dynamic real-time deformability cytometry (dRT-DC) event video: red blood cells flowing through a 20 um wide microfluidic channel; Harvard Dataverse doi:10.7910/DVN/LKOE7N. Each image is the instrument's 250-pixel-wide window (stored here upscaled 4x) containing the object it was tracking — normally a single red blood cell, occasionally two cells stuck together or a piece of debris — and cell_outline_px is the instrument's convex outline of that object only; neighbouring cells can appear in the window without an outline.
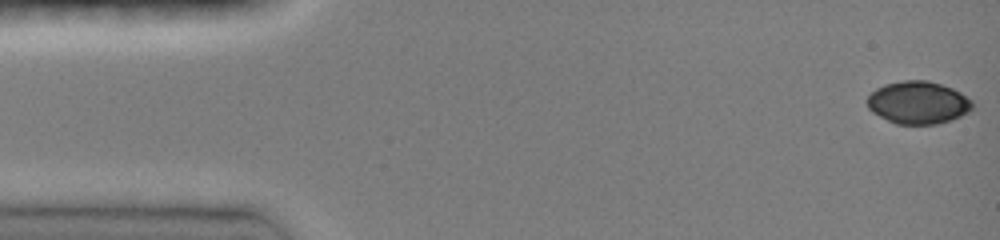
{"species": "common noctule bat (a hibernating species)", "species_latin": "Nyctalus noctula", "temperature_condition": "room temperature", "stored_images_in_passage": 46, "camera_frame_rate_fps": 3000, "um_per_image_px": 0.085, "animal": {"sex": "female", "body_mass_g": 19.0, "forearm_length_mm": 51.5}, "frame": {"image": 1, "passage_image": 1, "time_ms": 0.0, "image_size_px": [1000, 240], "cell_outline_px": [[972, 108], [968, 112], [952, 120], [936, 124], [896, 124], [872, 112], [868, 108], [868, 96], [876, 88], [884, 84], [904, 80], [928, 80], [952, 88], [960, 92], [972, 100]], "centroid_in_image_um": [78.04, 8.72], "position_along_channel_um": 7.0, "area_um2": 26.07}}
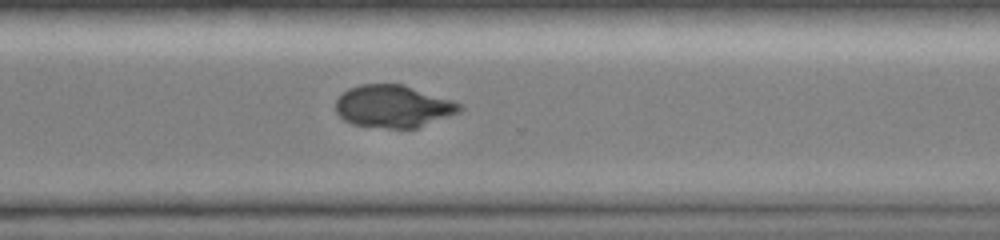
{"frame": {"image": 2, "passage_image": 34, "time_ms": 11.0, "image_size_px": [1000, 240], "cell_outline_px": [[464, 108], [460, 112], [416, 128], [388, 128], [352, 124], [344, 120], [336, 112], [336, 100], [348, 88], [360, 84], [404, 84], [464, 104]], "centroid_in_image_um": [33.45, 9.03], "position_along_channel_um": 337.2, "area_um2": 30.69}}
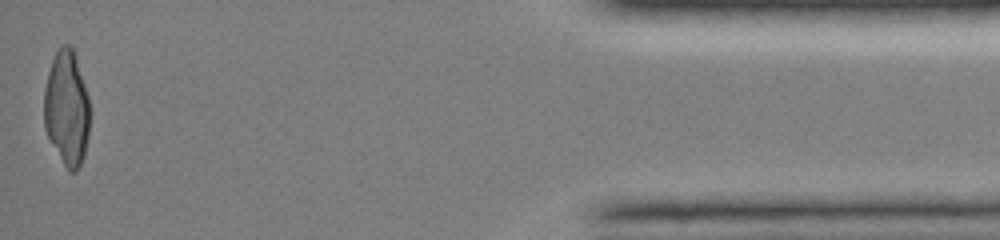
{"frame": {"image": 3, "passage_image": 46, "time_ms": 15.0, "image_size_px": [1000, 240], "cell_outline_px": [[88, 136], [84, 156], [76, 172], [68, 172], [48, 136], [44, 128], [44, 88], [48, 72], [52, 60], [60, 44], [68, 44], [72, 48], [76, 56], [88, 96]], "centroid_in_image_um": [5.66, 9.19], "position_along_channel_um": 429.5, "area_um2": 30.52}}